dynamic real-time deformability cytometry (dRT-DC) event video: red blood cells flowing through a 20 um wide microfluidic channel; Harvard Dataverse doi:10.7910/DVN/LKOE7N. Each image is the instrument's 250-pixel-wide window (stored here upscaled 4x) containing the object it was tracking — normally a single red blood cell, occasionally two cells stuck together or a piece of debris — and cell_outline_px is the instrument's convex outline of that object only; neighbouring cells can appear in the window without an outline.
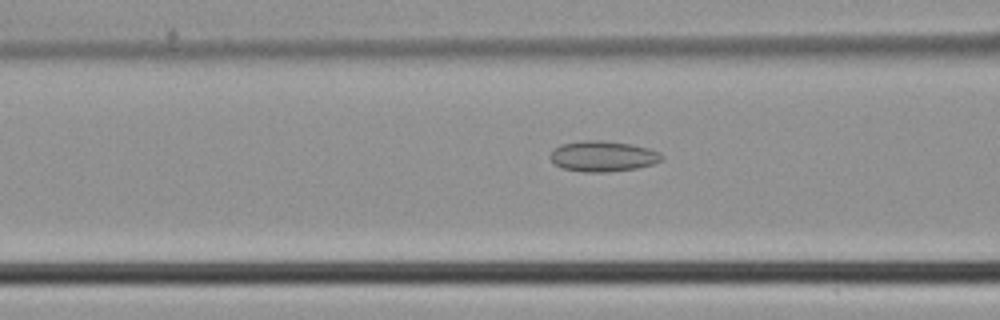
{"species": "common noctule bat (a hibernating species)", "species_latin": "Nyctalus noctula", "temperature_condition": "cold", "stored_images_in_passage": 37, "camera_frame_rate_fps": 3000, "um_per_image_px": 0.085, "animal": {"sex": "male", "body_mass_g": 21.5, "forearm_length_mm": 52.0}, "frame": {"image": 1, "passage_image": 12, "time_ms": 3.667, "image_size_px": [1000, 320], "cell_outline_px": [[664, 160], [652, 164], [636, 168], [608, 172], [584, 172], [560, 168], [548, 156], [560, 144], [580, 140], [604, 140], [632, 144], [648, 148], [660, 152], [664, 156]], "centroid_in_image_um": [51.26, 13.27], "position_along_channel_um": 115.3, "area_um2": 20.11}}
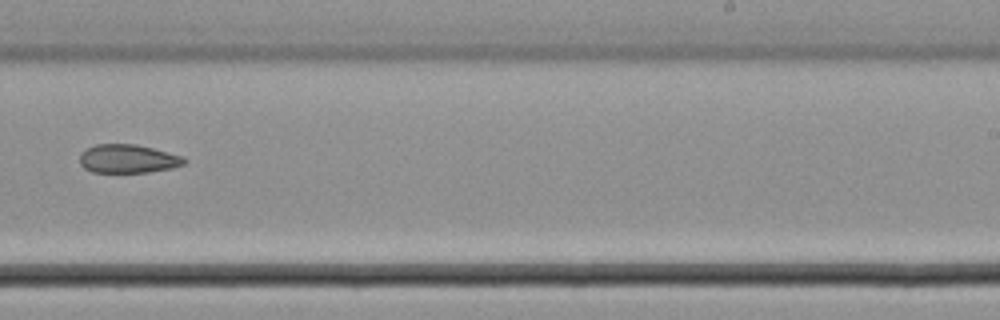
{"frame": {"image": 2, "passage_image": 23, "time_ms": 7.333, "image_size_px": [1000, 320], "cell_outline_px": [[188, 160], [184, 164], [172, 168], [148, 172], [92, 172], [84, 168], [80, 164], [80, 156], [88, 148], [96, 144], [136, 144], [184, 156]], "centroid_in_image_um": [10.91, 13.5], "position_along_channel_um": 278.1, "area_um2": 17.34}}
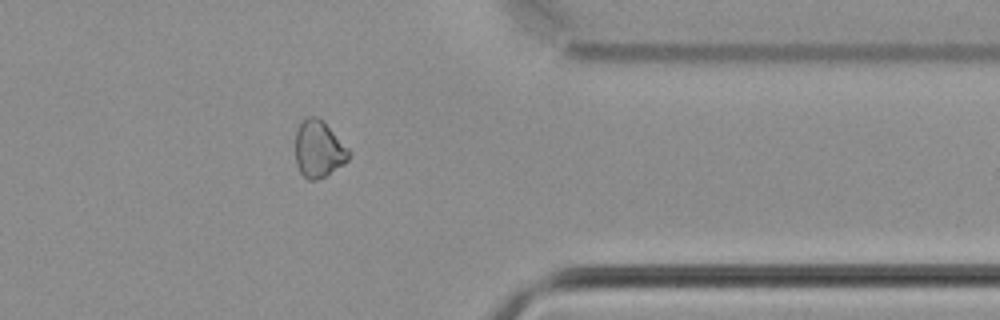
{"frame": {"image": 3, "passage_image": 31, "time_ms": 10.0, "image_size_px": [1000, 320], "cell_outline_px": [[352, 152], [348, 160], [344, 164], [324, 176], [316, 180], [308, 180], [300, 172], [296, 164], [296, 132], [300, 120], [308, 116], [316, 116], [324, 120]], "centroid_in_image_um": [27.1, 12.64], "position_along_channel_um": 384.3, "area_um2": 17.98}}